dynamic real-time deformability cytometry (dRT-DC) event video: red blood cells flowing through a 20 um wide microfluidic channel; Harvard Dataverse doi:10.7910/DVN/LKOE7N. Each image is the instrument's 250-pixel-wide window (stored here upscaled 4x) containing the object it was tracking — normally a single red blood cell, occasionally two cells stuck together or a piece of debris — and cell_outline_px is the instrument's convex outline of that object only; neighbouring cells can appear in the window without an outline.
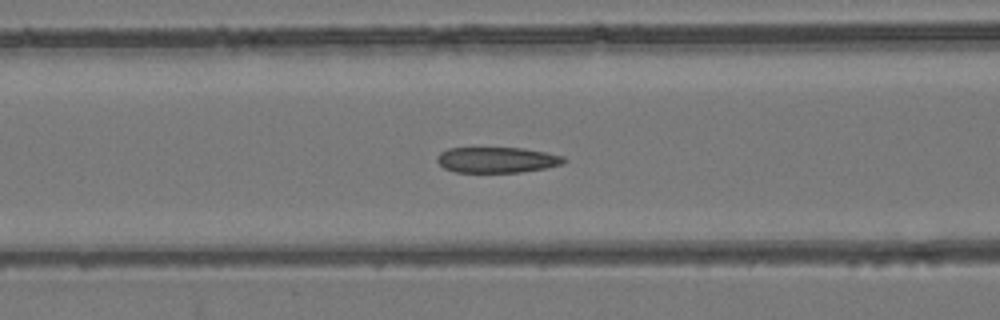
{"species": "common noctule bat (a hibernating species)", "species_latin": "Nyctalus noctula", "temperature_condition": "room temperature", "stored_images_in_passage": 55, "camera_frame_rate_fps": 3000, "um_per_image_px": 0.085, "animal": {"sex": "female", "body_mass_g": 24.6, "forearm_length_mm": 56.2}, "frame": {"image": 1, "passage_image": 22, "time_ms": 7.0, "image_size_px": [1000, 320], "cell_outline_px": [[568, 160], [560, 164], [544, 168], [520, 172], [456, 172], [444, 168], [436, 160], [436, 156], [440, 152], [448, 148], [524, 148], [564, 156]], "centroid_in_image_um": [42.21, 13.58], "position_along_channel_um": 124.4, "area_um2": 18.9}}
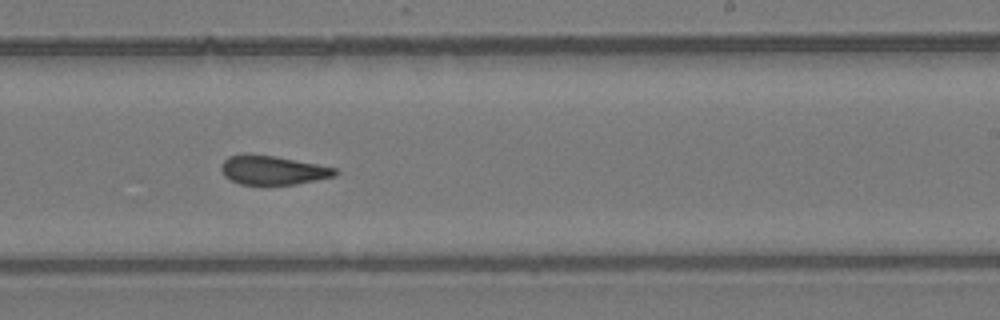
{"frame": {"image": 2, "passage_image": 33, "time_ms": 10.667, "image_size_px": [1000, 320], "cell_outline_px": [[340, 172], [336, 176], [296, 184], [240, 184], [224, 176], [220, 168], [224, 160], [228, 156], [272, 156], [316, 164], [336, 168]], "centroid_in_image_um": [23.23, 14.49], "position_along_channel_um": 265.8, "area_um2": 18.61}}
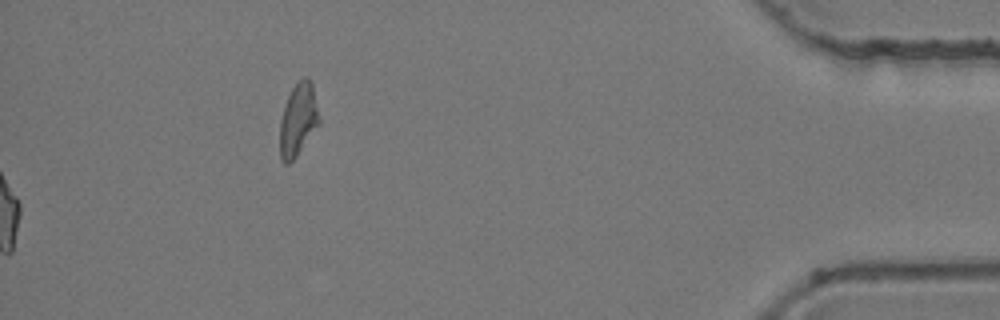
{"frame": {"image": 3, "passage_image": 55, "time_ms": 18.0, "image_size_px": [1000, 320], "cell_outline_px": [[320, 124], [296, 156], [288, 164], [284, 164], [280, 160], [280, 120], [288, 96], [292, 88], [304, 76], [312, 84], [320, 116]], "centroid_in_image_um": [25.35, 10.21], "position_along_channel_um": 409.9, "area_um2": 16.53}, "authors_computed_cell_mechanics": {"area_um2": 20.1722, "velocity_mm_per_s": 3.8617, "shape_relaxation_time_tau1_ms": null, "shape_relaxation_time_tau2_ms": 2.5274, "deformation_change_tau1": null, "deformation_change_tau2": 0.0768}}